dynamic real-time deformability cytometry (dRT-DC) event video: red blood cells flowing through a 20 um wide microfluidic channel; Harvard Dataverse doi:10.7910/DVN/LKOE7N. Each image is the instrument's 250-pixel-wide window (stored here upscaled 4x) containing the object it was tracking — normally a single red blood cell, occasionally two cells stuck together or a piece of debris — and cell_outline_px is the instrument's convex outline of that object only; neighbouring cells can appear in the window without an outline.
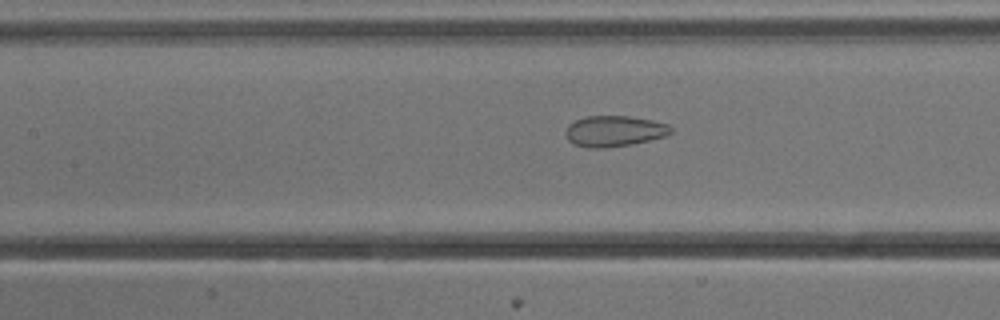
{"species": "common noctule bat (a hibernating species)", "species_latin": "Nyctalus noctula", "temperature_condition": "cold", "stored_images_in_passage": 47, "camera_frame_rate_fps": 3000, "um_per_image_px": 0.085, "animal": {"sex": "male", "body_mass_g": 13.3}, "frame": {"image": 1, "passage_image": 17, "time_ms": 5.333, "image_size_px": [1000, 320], "cell_outline_px": [[672, 132], [664, 136], [632, 144], [604, 148], [588, 148], [572, 144], [568, 140], [564, 132], [568, 124], [584, 116], [628, 116], [652, 120], [668, 124], [672, 128]], "centroid_in_image_um": [52.16, 11.14], "position_along_channel_um": 155.2, "area_um2": 19.02}}
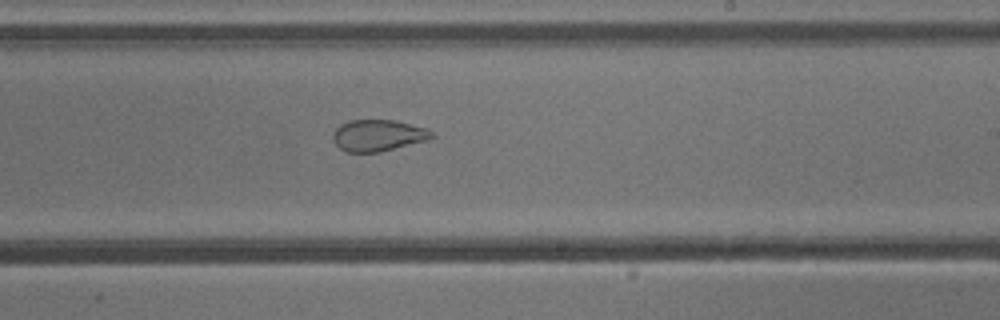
{"frame": {"image": 2, "passage_image": 25, "time_ms": 8.0, "image_size_px": [1000, 320], "cell_outline_px": [[436, 136], [428, 140], [380, 152], [348, 152], [340, 148], [332, 140], [332, 132], [340, 124], [348, 120], [392, 120], [428, 128]], "centroid_in_image_um": [32.13, 11.51], "position_along_channel_um": 256.9, "area_um2": 18.26}}
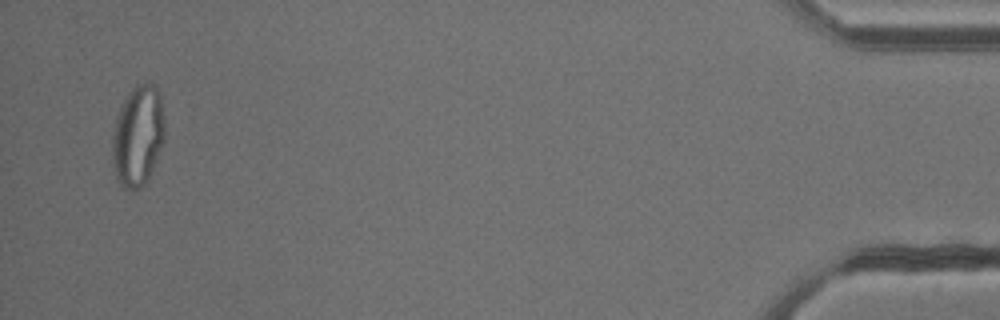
{"frame": {"image": 3, "passage_image": 45, "time_ms": 14.667, "image_size_px": [1000, 320], "cell_outline_px": [[164, 140], [156, 160], [144, 184], [132, 192], [124, 188], [116, 180], [112, 160], [112, 136], [116, 116], [128, 92], [136, 84], [156, 84], [160, 92], [164, 116]], "centroid_in_image_um": [11.71, 11.54], "position_along_channel_um": 423.5, "area_um2": 30.98}, "authors_computed_cell_mechanics": {"area_um2": 24.276, "velocity_mm_per_s": 3.8241, "shape_relaxation_time_tau1_ms": null, "shape_relaxation_time_tau2_ms": 1.0277, "deformation_change_tau1": null, "deformation_change_tau2": 0.0683}}